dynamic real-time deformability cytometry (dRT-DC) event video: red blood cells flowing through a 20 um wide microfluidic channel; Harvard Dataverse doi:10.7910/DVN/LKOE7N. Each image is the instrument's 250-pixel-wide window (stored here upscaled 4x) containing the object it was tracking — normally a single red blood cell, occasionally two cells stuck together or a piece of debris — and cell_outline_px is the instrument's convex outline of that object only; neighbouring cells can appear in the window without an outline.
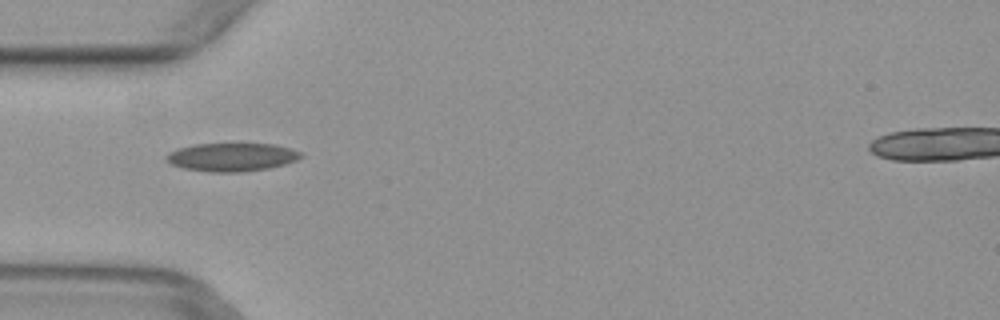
{"species": "common noctule bat (a hibernating species)", "species_latin": "Nyctalus noctula", "temperature_condition": "warm", "stored_images_in_passage": 4, "camera_frame_rate_fps": 3000, "um_per_image_px": 0.085, "animal": {"sex": "female", "body_mass_g": 29.2, "forearm_length_mm": 56.3}, "frame": {"image": 1, "passage_image": 4, "time_ms": 1.0, "image_size_px": [1000, 320], "cell_outline_px": [[304, 156], [296, 160], [284, 164], [268, 168], [240, 172], [208, 172], [184, 168], [172, 164], [164, 156], [168, 152], [180, 148], [196, 144], [276, 144], [292, 148], [304, 152]], "centroid_in_image_um": [19.75, 13.35], "position_along_channel_um": 65.2, "area_um2": 22.2}}